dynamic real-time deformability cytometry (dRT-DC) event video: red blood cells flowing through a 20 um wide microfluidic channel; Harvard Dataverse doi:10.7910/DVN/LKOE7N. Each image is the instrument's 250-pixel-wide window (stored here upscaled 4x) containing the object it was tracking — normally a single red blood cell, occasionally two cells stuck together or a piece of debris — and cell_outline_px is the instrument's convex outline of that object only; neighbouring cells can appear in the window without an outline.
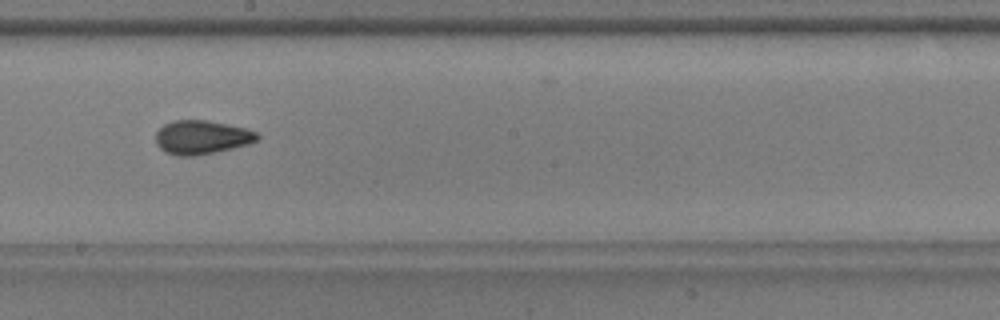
{"species": "common noctule bat (a hibernating species)", "species_latin": "Nyctalus noctula", "temperature_condition": "warm", "stored_images_in_passage": 34, "camera_frame_rate_fps": 3000, "um_per_image_px": 0.085, "animal": {"sex": "male", "body_mass_g": 17.9, "forearm_length_mm": 54.2}, "frame": {"image": 1, "passage_image": 12, "time_ms": 3.667, "image_size_px": [1000, 320], "cell_outline_px": [[260, 140], [248, 144], [216, 152], [192, 156], [176, 156], [164, 152], [156, 144], [156, 132], [164, 124], [172, 120], [208, 120], [244, 128], [256, 132], [260, 136]], "centroid_in_image_um": [17.13, 11.67], "position_along_channel_um": 231.1, "area_um2": 20.11}}
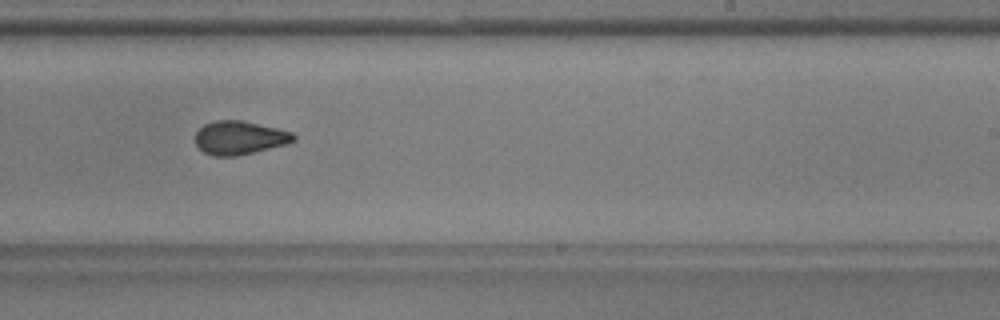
{"frame": {"image": 2, "passage_image": 15, "time_ms": 4.667, "image_size_px": [1000, 320], "cell_outline_px": [[296, 140], [284, 144], [236, 156], [212, 156], [204, 152], [196, 144], [196, 132], [204, 124], [216, 120], [240, 120], [276, 128], [292, 132], [296, 136]], "centroid_in_image_um": [20.33, 11.7], "position_along_channel_um": 268.7, "area_um2": 18.9}}
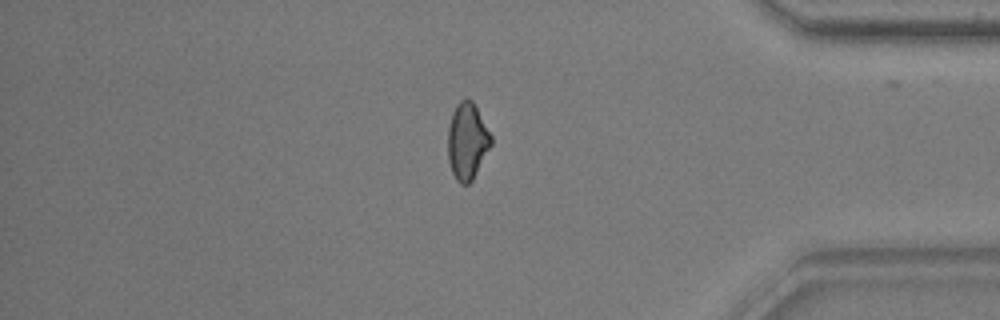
{"frame": {"image": 3, "passage_image": 27, "time_ms": 8.667, "image_size_px": [1000, 320], "cell_outline_px": [[492, 144], [472, 180], [468, 184], [460, 184], [456, 180], [452, 172], [448, 160], [448, 128], [452, 112], [456, 104], [460, 100], [472, 100], [492, 136]], "centroid_in_image_um": [39.7, 12.01], "position_along_channel_um": 395.5, "area_um2": 19.19}}